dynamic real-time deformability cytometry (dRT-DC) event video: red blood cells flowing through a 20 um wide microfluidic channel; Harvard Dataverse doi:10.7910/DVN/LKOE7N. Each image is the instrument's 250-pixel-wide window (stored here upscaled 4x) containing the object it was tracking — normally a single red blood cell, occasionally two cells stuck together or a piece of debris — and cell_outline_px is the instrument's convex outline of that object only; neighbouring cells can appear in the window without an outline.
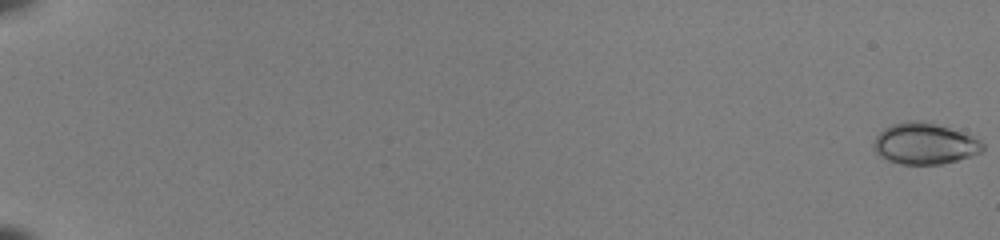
{"species": "common noctule bat (a hibernating species)", "species_latin": "Nyctalus noctula", "temperature_condition": "room temperature", "stored_images_in_passage": 53, "camera_frame_rate_fps": 3000, "um_per_image_px": 0.085, "animal": {"sex": "female", "body_mass_g": 22.0, "forearm_length_mm": 56.7}, "frame": {"image": 1, "passage_image": 1, "time_ms": 0.0, "image_size_px": [1000, 240], "cell_outline_px": [[984, 148], [980, 152], [956, 160], [940, 164], [900, 164], [888, 160], [880, 156], [872, 148], [872, 144], [876, 136], [884, 128], [892, 124], [908, 120], [916, 120], [936, 124], [960, 132], [980, 140], [984, 144]], "centroid_in_image_um": [78.53, 12.21], "position_along_channel_um": 6.5, "area_um2": 25.89}}
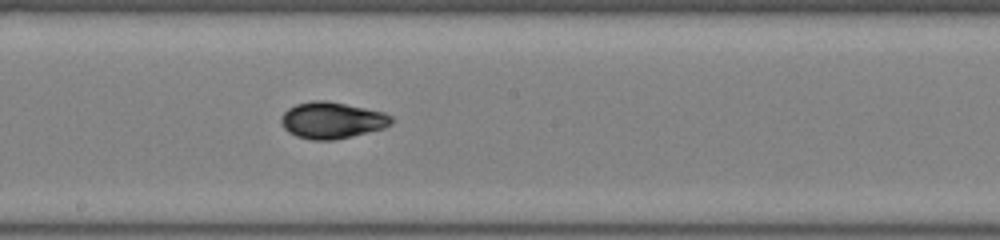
{"frame": {"image": 2, "passage_image": 33, "time_ms": 10.667, "image_size_px": [1000, 240], "cell_outline_px": [[392, 124], [384, 128], [352, 136], [332, 140], [312, 140], [296, 136], [288, 132], [280, 124], [280, 116], [288, 108], [296, 104], [312, 100], [324, 100], [384, 112], [392, 116]], "centroid_in_image_um": [28.18, 10.23], "position_along_channel_um": 220.0, "area_um2": 23.47}}
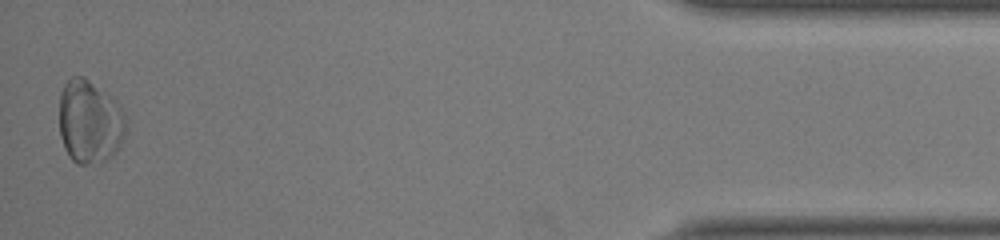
{"frame": {"image": 3, "passage_image": 53, "time_ms": 17.333, "image_size_px": [1000, 240], "cell_outline_px": [[124, 136], [116, 152], [112, 156], [104, 160], [88, 164], [76, 164], [68, 156], [64, 148], [60, 136], [60, 92], [64, 84], [72, 76], [84, 76], [116, 100], [120, 104], [124, 112]], "centroid_in_image_um": [7.61, 10.34], "position_along_channel_um": 427.6, "area_um2": 32.43}, "authors_computed_cell_mechanics": {"area_um2": 23.4668, "velocity_mm_per_s": 4.0906, "shape_relaxation_time_tau1_ms": 2.4059, "shape_relaxation_time_tau2_ms": 1.5837, "deformation_change_tau1": 0.1368, "deformation_change_tau2": 0.0486}}